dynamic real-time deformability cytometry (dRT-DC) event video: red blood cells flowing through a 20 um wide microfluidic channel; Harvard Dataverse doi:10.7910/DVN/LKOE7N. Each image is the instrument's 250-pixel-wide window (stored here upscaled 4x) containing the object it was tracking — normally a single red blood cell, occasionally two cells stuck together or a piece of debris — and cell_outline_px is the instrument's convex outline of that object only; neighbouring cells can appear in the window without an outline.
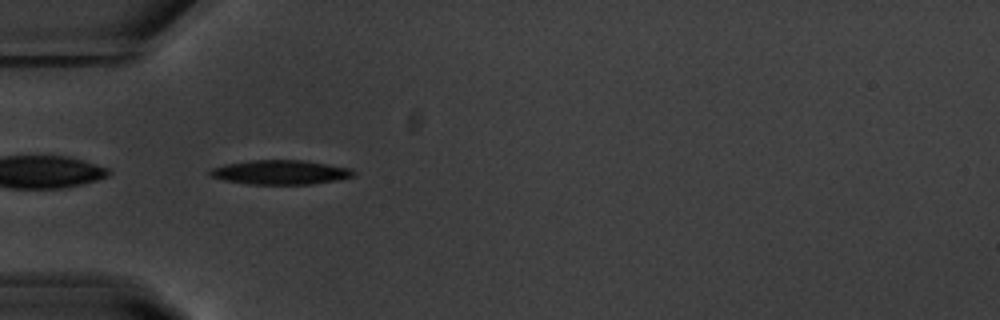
{"species": "common noctule bat (a hibernating species)", "species_latin": "Nyctalus noctula", "temperature_condition": "warm", "stored_images_in_passage": 25, "camera_frame_rate_fps": 3000, "um_per_image_px": 0.085, "animal": {"sex": "male", "body_mass_g": 20.1, "forearm_length_mm": 53.5}, "frame": {"image": 1, "passage_image": 1, "time_ms": 0.0, "image_size_px": [1000, 320], "cell_outline_px": [[356, 176], [340, 180], [312, 184], [248, 184], [224, 180], [212, 176], [208, 172], [212, 168], [224, 164], [252, 160], [304, 160], [352, 168], [356, 172]], "centroid_in_image_um": [23.9, 14.64], "position_along_channel_um": 61.1, "area_um2": 20.52}}
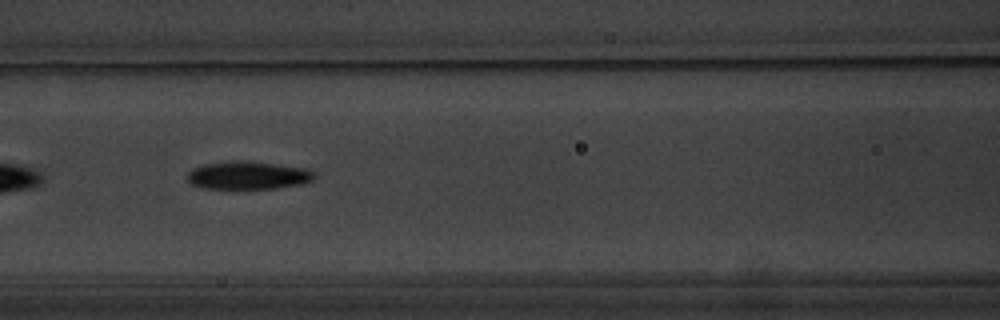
{"frame": {"image": 2, "passage_image": 8, "time_ms": 2.333, "image_size_px": [1000, 320], "cell_outline_px": [[316, 176], [312, 180], [300, 184], [276, 188], [200, 188], [192, 184], [188, 180], [188, 172], [192, 168], [204, 164], [236, 160], [276, 164], [308, 168], [316, 172]], "centroid_in_image_um": [21.1, 14.9], "position_along_channel_um": 145.5, "area_um2": 20.63}}
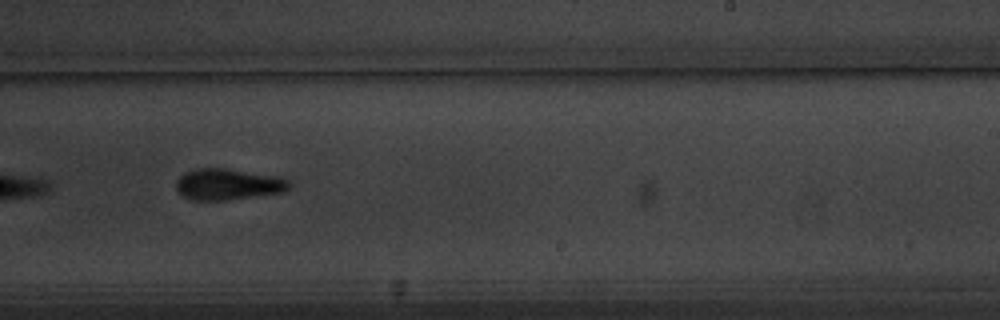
{"frame": {"image": 3, "passage_image": 18, "time_ms": 5.667, "image_size_px": [1000, 320], "cell_outline_px": [[292, 184], [284, 192], [228, 200], [192, 200], [184, 196], [176, 188], [176, 180], [184, 172], [196, 168], [228, 168], [276, 176], [288, 180]], "centroid_in_image_um": [19.37, 15.66], "position_along_channel_um": 269.6, "area_um2": 20.63}}